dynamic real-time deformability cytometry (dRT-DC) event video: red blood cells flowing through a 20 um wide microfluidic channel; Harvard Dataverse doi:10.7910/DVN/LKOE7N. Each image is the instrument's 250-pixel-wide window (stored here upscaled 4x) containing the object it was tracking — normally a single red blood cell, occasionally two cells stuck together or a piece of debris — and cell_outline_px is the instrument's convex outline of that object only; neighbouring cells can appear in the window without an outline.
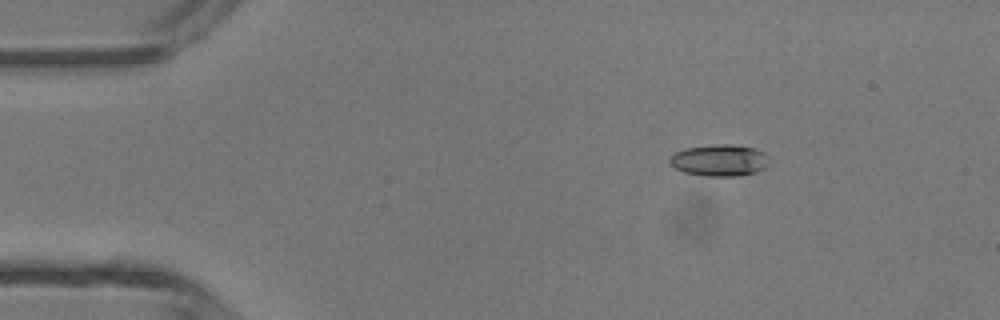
{"species": "common noctule bat (a hibernating species)", "species_latin": "Nyctalus noctula", "temperature_condition": "room temperature", "stored_images_in_passage": 3, "camera_frame_rate_fps": 3000, "um_per_image_px": 0.085, "animal": {"sex": "male", "body_mass_g": 13.3}, "frame": {"image": 1, "passage_image": 2, "time_ms": 1.333, "image_size_px": [1000, 320], "cell_outline_px": [[772, 156], [768, 168], [756, 172], [740, 176], [704, 176], [684, 172], [676, 168], [668, 160], [676, 152], [684, 148], [716, 144], [732, 144], [752, 148], [764, 152]], "centroid_in_image_um": [61.25, 13.63], "position_along_channel_um": 23.8, "area_um2": 18.67}}